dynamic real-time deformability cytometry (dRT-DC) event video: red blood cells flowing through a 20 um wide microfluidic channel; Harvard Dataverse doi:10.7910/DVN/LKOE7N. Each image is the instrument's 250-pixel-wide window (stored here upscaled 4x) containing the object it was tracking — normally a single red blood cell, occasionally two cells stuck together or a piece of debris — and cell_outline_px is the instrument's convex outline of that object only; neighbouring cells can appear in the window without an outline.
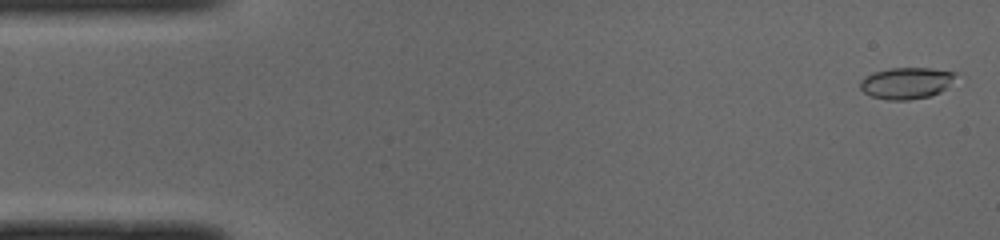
{"species": "common noctule bat (a hibernating species)", "species_latin": "Nyctalus noctula", "temperature_condition": "cold", "stored_images_in_passage": 51, "camera_frame_rate_fps": 3000, "um_per_image_px": 0.085, "animal": {"sex": "male", "body_mass_g": 19.0, "forearm_length_mm": 50.8}, "frame": {"image": 1, "passage_image": 2, "time_ms": 0.333, "image_size_px": [1000, 240], "cell_outline_px": [[956, 72], [944, 88], [940, 92], [928, 96], [908, 100], [888, 100], [872, 96], [864, 92], [860, 88], [860, 80], [864, 76], [872, 72], [892, 68], [928, 68]], "centroid_in_image_um": [76.95, 7.06], "position_along_channel_um": 8.1, "area_um2": 17.17}}
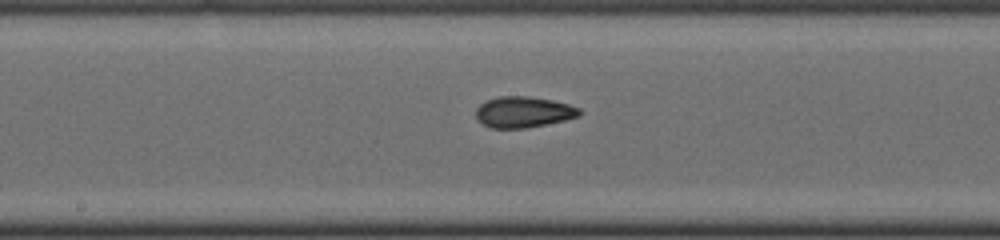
{"frame": {"image": 2, "passage_image": 26, "time_ms": 8.333, "image_size_px": [1000, 240], "cell_outline_px": [[580, 116], [564, 120], [524, 128], [492, 128], [484, 124], [476, 116], [476, 108], [480, 104], [488, 100], [500, 96], [528, 96], [552, 100], [568, 104], [580, 108]], "centroid_in_image_um": [44.5, 9.51], "position_along_channel_um": 203.7, "area_um2": 18.44}}
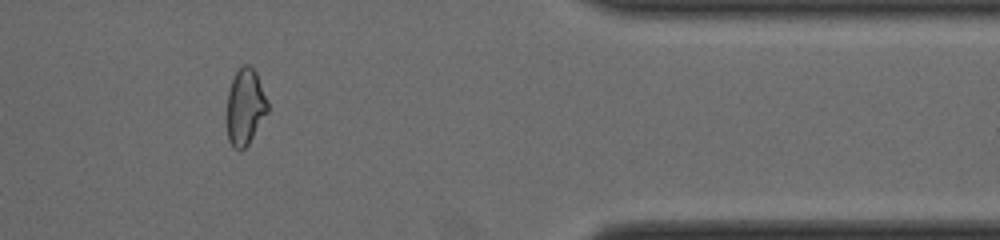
{"frame": {"image": 3, "passage_image": 42, "time_ms": 13.667, "image_size_px": [1000, 240], "cell_outline_px": [[268, 112], [248, 144], [240, 152], [232, 148], [228, 140], [228, 92], [232, 80], [236, 72], [244, 64], [248, 64], [256, 72], [268, 100]], "centroid_in_image_um": [20.86, 9.11], "position_along_channel_um": 390.5, "area_um2": 18.03}, "authors_computed_cell_mechanics": {"area_um2": 18.0914, "velocity_mm_per_s": 4.0049, "shape_relaxation_time_tau1_ms": 5.9831, "shape_relaxation_time_tau2_ms": 1.6115, "deformation_change_tau1": 0.2023, "deformation_change_tau2": 0.0729}}